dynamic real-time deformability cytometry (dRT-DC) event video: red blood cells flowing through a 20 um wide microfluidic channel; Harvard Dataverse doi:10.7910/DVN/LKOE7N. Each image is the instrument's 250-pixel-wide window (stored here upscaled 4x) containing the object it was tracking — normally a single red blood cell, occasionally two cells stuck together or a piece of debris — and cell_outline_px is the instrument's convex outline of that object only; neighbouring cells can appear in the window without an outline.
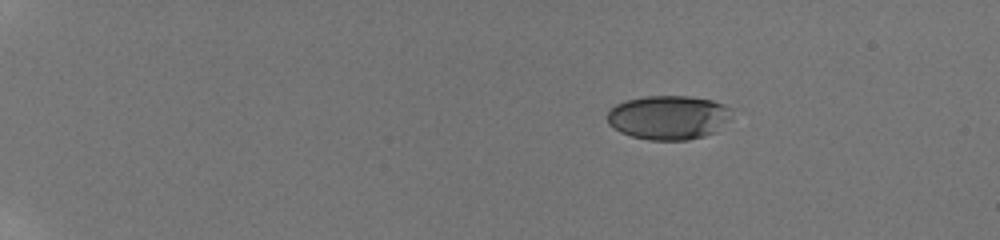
{"species": "human", "species_latin": "Homo sapiens", "temperature_condition": "room temperature", "stored_images_in_passage": 16, "camera_frame_rate_fps": 3000, "um_per_image_px": 0.085, "donor": {"sex": "male"}, "frame": {"image": 1, "passage_image": 1, "time_ms": 0.0, "image_size_px": [1000, 240], "cell_outline_px": [[740, 108], [732, 120], [716, 132], [704, 136], [688, 140], [648, 140], [632, 136], [620, 132], [608, 124], [608, 112], [616, 104], [624, 100], [644, 96], [688, 96], [712, 100]], "centroid_in_image_um": [56.96, 9.97], "position_along_channel_um": 28.0, "area_um2": 33.0}}
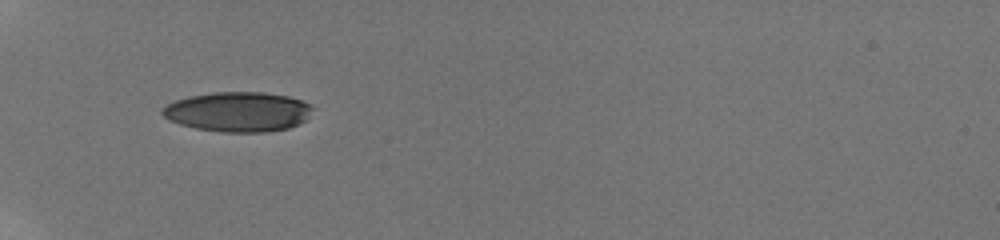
{"frame": {"image": 2, "passage_image": 9, "time_ms": 4.0, "image_size_px": [1000, 240], "cell_outline_px": [[316, 108], [308, 120], [300, 124], [288, 128], [264, 132], [220, 132], [196, 128], [180, 124], [168, 120], [160, 112], [160, 108], [176, 100], [188, 96], [212, 92], [264, 92], [288, 96], [312, 104]], "centroid_in_image_um": [20.28, 9.5], "position_along_channel_um": 64.7, "area_um2": 35.37}}
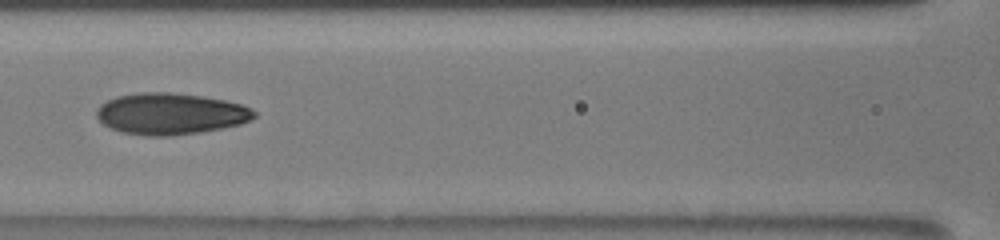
{"frame": {"image": 3, "passage_image": 16, "time_ms": 6.667, "image_size_px": [1000, 240], "cell_outline_px": [[256, 116], [240, 124], [200, 132], [172, 136], [144, 136], [124, 132], [112, 128], [104, 124], [96, 116], [96, 108], [100, 104], [116, 96], [140, 92], [168, 92], [204, 96], [224, 100], [240, 104], [252, 108], [256, 112]], "centroid_in_image_um": [14.48, 9.66], "position_along_channel_um": 152.1, "area_um2": 38.03}}